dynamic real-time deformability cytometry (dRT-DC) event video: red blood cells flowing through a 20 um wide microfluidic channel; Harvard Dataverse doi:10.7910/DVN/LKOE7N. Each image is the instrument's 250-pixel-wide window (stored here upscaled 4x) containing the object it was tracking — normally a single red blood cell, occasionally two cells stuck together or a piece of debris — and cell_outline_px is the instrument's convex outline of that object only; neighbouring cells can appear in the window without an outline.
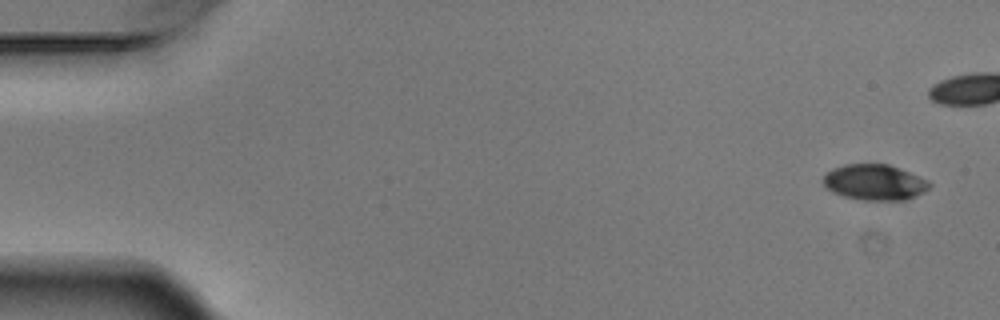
{"species": "Egyptian fruit bat (a non-hibernating species)", "species_latin": "Rousettus aegyptiacus", "temperature_condition": "warm", "stored_images_in_passage": 6, "camera_frame_rate_fps": 3000, "um_per_image_px": 0.085, "animal": {"sex": "male"}, "frame": {"image": 1, "passage_image": 1, "time_ms": 0.0, "image_size_px": [1000, 320], "cell_outline_px": [[932, 184], [924, 192], [904, 200], [864, 200], [844, 196], [832, 192], [824, 184], [824, 176], [832, 168], [844, 164], [888, 164], [900, 168], [928, 180]], "centroid_in_image_um": [74.35, 15.49], "position_along_channel_um": 10.6, "area_um2": 21.96}}
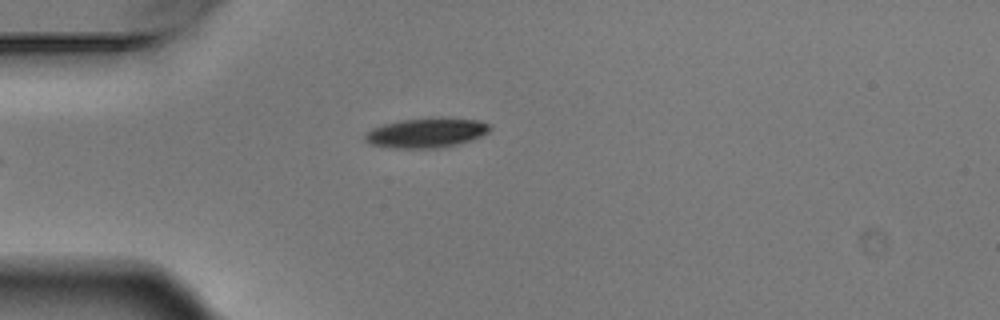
{"frame": {"image": 2, "passage_image": 6, "time_ms": 1.667, "image_size_px": [1000, 320], "cell_outline_px": [[492, 128], [488, 132], [472, 140], [456, 144], [436, 148], [388, 148], [372, 144], [364, 140], [364, 136], [372, 128], [384, 124], [404, 120], [480, 120], [488, 124]], "centroid_in_image_um": [36.2, 11.34], "position_along_channel_um": 48.8, "area_um2": 20.63}}